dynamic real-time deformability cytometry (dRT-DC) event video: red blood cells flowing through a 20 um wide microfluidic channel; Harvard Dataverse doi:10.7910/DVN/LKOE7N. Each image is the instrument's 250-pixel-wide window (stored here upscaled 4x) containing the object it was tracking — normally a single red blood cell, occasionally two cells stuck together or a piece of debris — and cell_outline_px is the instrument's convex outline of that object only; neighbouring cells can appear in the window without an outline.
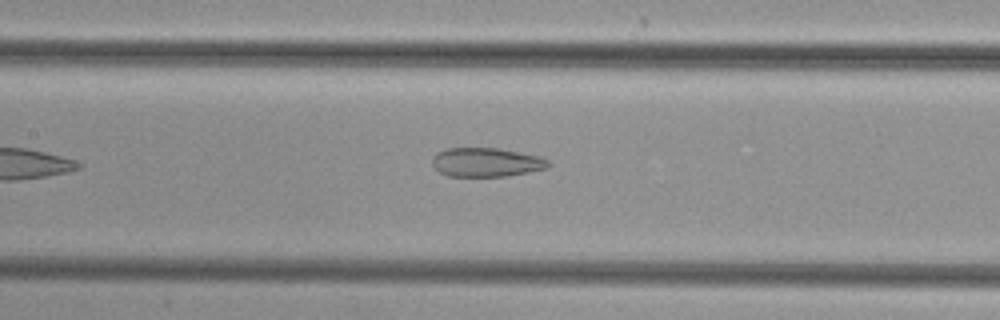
{"species": "common noctule bat (a hibernating species)", "species_latin": "Nyctalus noctula", "temperature_condition": "cold", "stored_images_in_passage": 33, "camera_frame_rate_fps": 3000, "um_per_image_px": 0.085, "animal": {"sex": "female", "body_mass_g": 29.2, "forearm_length_mm": 56.3}, "frame": {"image": 1, "passage_image": 9, "time_ms": 2.667, "image_size_px": [1000, 320], "cell_outline_px": [[552, 164], [548, 168], [508, 176], [448, 176], [440, 172], [432, 164], [432, 156], [436, 152], [448, 148], [500, 148], [540, 156], [548, 160]], "centroid_in_image_um": [41.35, 13.79], "position_along_channel_um": 166.0, "area_um2": 19.77}}
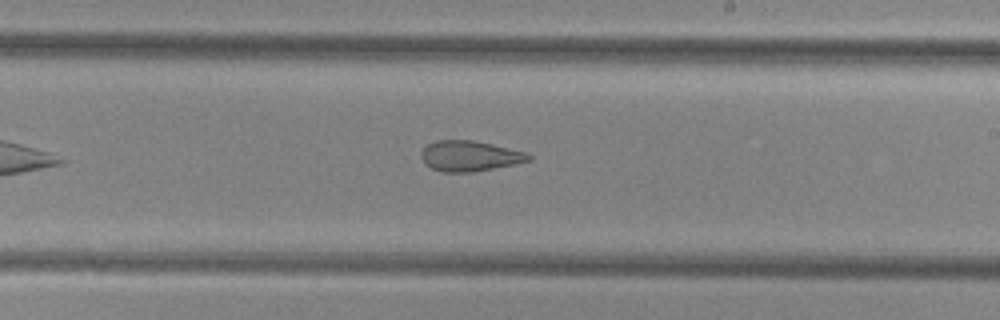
{"frame": {"image": 2, "passage_image": 15, "time_ms": 4.667, "image_size_px": [1000, 320], "cell_outline_px": [[532, 160], [472, 172], [444, 172], [432, 168], [420, 156], [420, 152], [428, 144], [436, 140], [472, 140], [528, 152], [532, 156]], "centroid_in_image_um": [39.94, 13.25], "position_along_channel_um": 249.1, "area_um2": 18.84}}
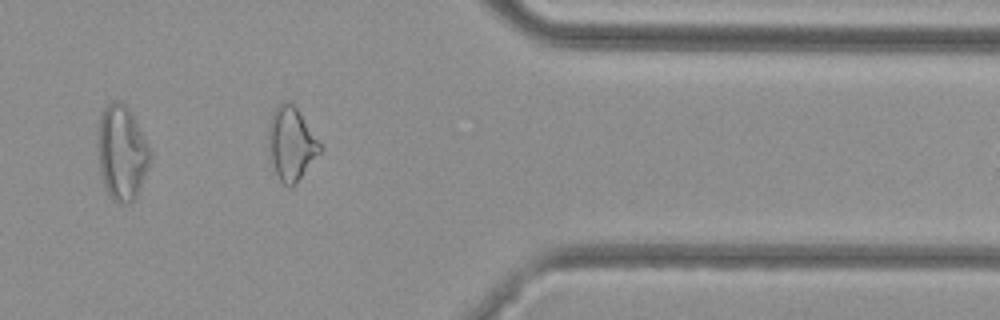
{"frame": {"image": 3, "passage_image": 26, "time_ms": 8.333, "image_size_px": [1000, 320], "cell_outline_px": [[324, 148], [296, 184], [292, 188], [288, 188], [280, 180], [268, 156], [268, 124], [272, 112], [284, 100], [288, 100], [296, 108]], "centroid_in_image_um": [24.74, 12.24], "position_along_channel_um": 386.7, "area_um2": 22.2}}